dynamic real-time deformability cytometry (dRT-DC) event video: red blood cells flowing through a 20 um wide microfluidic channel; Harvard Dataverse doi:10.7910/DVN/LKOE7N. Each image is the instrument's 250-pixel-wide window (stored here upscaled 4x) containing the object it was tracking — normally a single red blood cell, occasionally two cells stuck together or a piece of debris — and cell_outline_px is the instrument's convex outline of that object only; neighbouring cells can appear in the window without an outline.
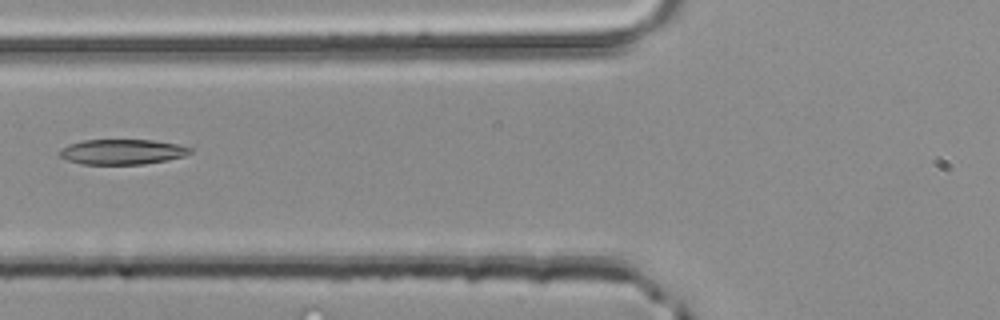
{"species": "common noctule bat (a hibernating species)", "species_latin": "Nyctalus noctula", "temperature_condition": "room temperature", "stored_images_in_passage": 4, "camera_frame_rate_fps": 3000, "um_per_image_px": 0.085, "animal": {"sex": "male", "body_mass_g": 20.4}, "frame": {"image": 1, "passage_image": 4, "time_ms": 1.0, "image_size_px": [1000, 320], "cell_outline_px": [[192, 152], [184, 156], [168, 160], [144, 164], [80, 164], [68, 160], [60, 156], [60, 152], [68, 144], [84, 140], [152, 140], [176, 144], [192, 148]], "centroid_in_image_um": [10.41, 12.91], "position_along_channel_um": 115.4, "area_um2": 19.02}}